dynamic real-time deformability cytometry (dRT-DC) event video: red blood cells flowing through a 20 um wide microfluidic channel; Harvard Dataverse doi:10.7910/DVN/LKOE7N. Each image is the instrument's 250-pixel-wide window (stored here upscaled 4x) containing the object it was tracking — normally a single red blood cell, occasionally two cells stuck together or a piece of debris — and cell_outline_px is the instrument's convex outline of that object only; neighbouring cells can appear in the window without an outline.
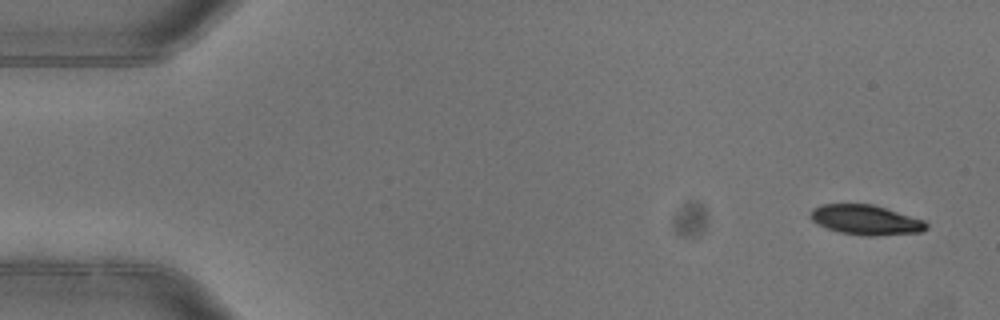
{"species": "common noctule bat (a hibernating species)", "species_latin": "Nyctalus noctula", "temperature_condition": "warm", "stored_images_in_passage": 4, "camera_frame_rate_fps": 3000, "um_per_image_px": 0.085, "animal": {"sex": "female"}, "frame": {"image": 1, "passage_image": 1, "time_ms": 0.0, "image_size_px": [1000, 320], "cell_outline_px": [[928, 228], [924, 232], [872, 236], [864, 236], [840, 232], [828, 228], [812, 220], [812, 208], [820, 204], [872, 204], [924, 220], [928, 224]], "centroid_in_image_um": [73.64, 18.69], "position_along_channel_um": 11.4, "area_um2": 20.0}}